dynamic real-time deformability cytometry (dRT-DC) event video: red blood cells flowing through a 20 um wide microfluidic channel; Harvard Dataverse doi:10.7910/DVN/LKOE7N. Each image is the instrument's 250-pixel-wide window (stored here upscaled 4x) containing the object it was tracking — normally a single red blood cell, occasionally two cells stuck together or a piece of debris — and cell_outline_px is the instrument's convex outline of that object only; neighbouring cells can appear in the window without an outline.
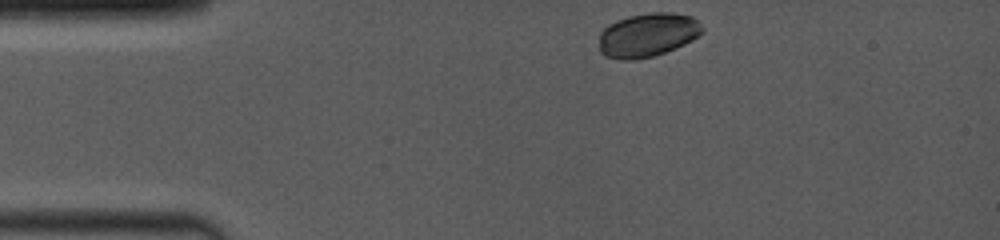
{"species": "common noctule bat (a hibernating species)", "species_latin": "Nyctalus noctula", "temperature_condition": "room temperature", "stored_images_in_passage": 45, "camera_frame_rate_fps": 4000, "um_per_image_px": 0.085, "animal": {"sex": "female", "body_mass_g": 19.0, "forearm_length_mm": 53.3}, "frame": {"image": 1, "passage_image": 1, "time_ms": 0.0, "image_size_px": [1000, 240], "cell_outline_px": [[704, 28], [692, 40], [684, 44], [664, 52], [652, 56], [628, 60], [624, 60], [608, 56], [600, 52], [600, 32], [608, 24], [616, 20], [628, 16], [648, 12], [672, 12], [692, 16], [700, 20]], "centroid_in_image_um": [55.06, 2.93], "position_along_channel_um": 29.9, "area_um2": 26.3}}
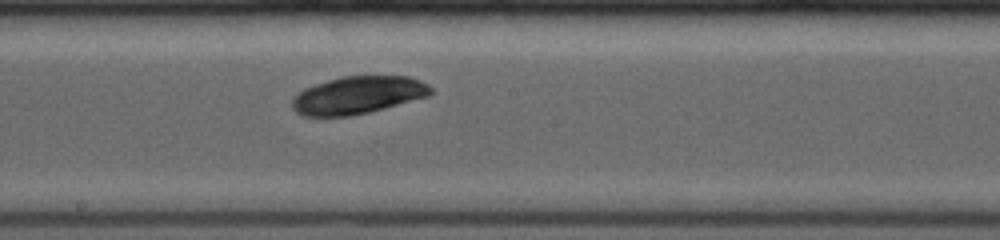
{"frame": {"image": 2, "passage_image": 27, "time_ms": 6.0, "image_size_px": [1000, 240], "cell_outline_px": [[432, 92], [428, 96], [384, 108], [368, 112], [348, 116], [300, 116], [292, 108], [292, 100], [304, 88], [328, 80], [344, 76], [408, 76], [420, 80], [428, 84], [432, 88]], "centroid_in_image_um": [30.42, 8.08], "position_along_channel_um": 217.8, "area_um2": 30.17}}
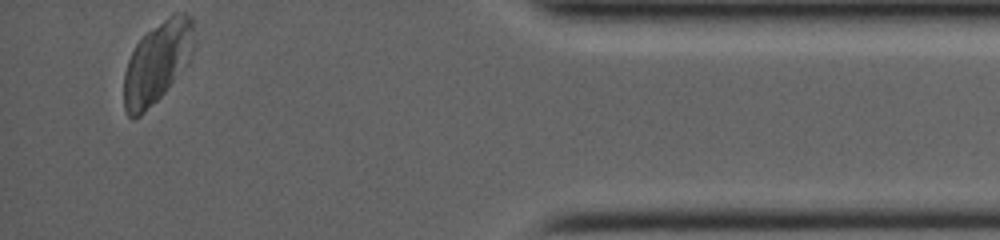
{"frame": {"image": 3, "passage_image": 45, "time_ms": 12.0, "image_size_px": [1000, 240], "cell_outline_px": [[192, 28], [172, 80], [164, 92], [140, 116], [132, 120], [128, 116], [124, 108], [124, 72], [128, 60], [136, 44], [148, 32], [172, 12], [188, 12], [192, 16]], "centroid_in_image_um": [13.17, 5.32], "position_along_channel_um": 422.0, "area_um2": 30.46}}